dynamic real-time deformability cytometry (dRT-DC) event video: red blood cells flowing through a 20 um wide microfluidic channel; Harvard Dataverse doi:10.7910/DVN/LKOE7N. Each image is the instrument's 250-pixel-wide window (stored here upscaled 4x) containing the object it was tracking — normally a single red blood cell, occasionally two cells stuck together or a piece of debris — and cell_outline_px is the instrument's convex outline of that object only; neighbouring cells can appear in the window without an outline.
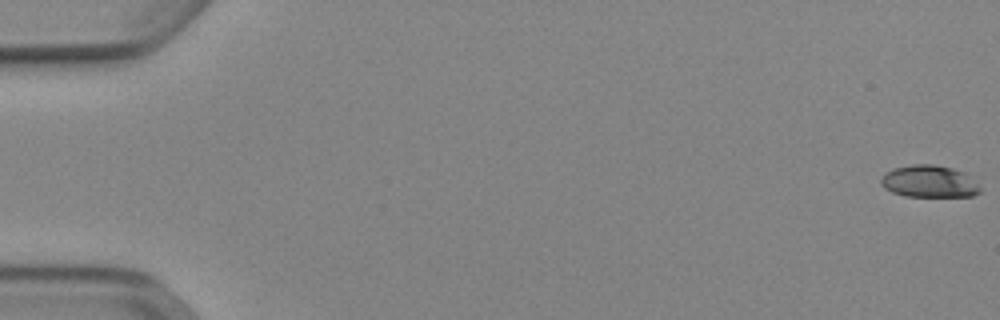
{"species": "Egyptian fruit bat (a non-hibernating species)", "species_latin": "Rousettus aegyptiacus", "temperature_condition": "cold", "stored_images_in_passage": 49, "camera_frame_rate_fps": 3000, "um_per_image_px": 0.085, "animal": {"sex": "female"}, "frame": {"image": 1, "passage_image": 1, "time_ms": 0.0, "image_size_px": [1000, 320], "cell_outline_px": [[980, 192], [972, 196], [904, 196], [892, 192], [884, 188], [880, 184], [880, 180], [884, 172], [892, 168], [912, 164], [932, 164], [952, 168], [964, 172], [980, 184]], "centroid_in_image_um": [78.96, 15.41], "position_along_channel_um": 6.0, "area_um2": 18.79}}
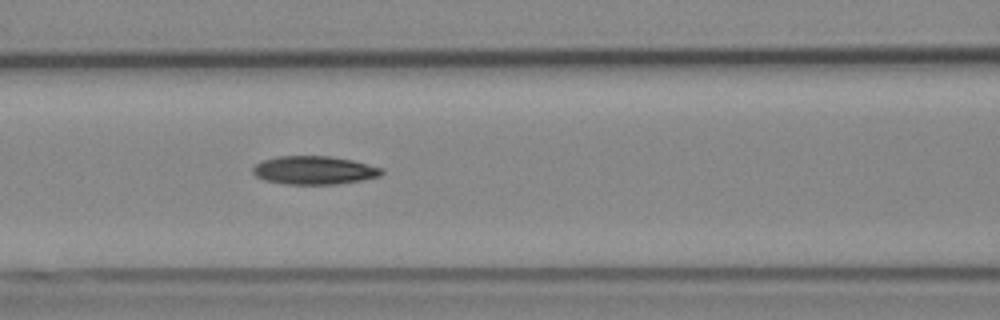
{"frame": {"image": 2, "passage_image": 24, "time_ms": 7.667, "image_size_px": [1000, 320], "cell_outline_px": [[384, 172], [380, 176], [360, 180], [336, 184], [284, 184], [264, 180], [256, 176], [252, 172], [252, 168], [260, 160], [276, 156], [332, 156], [352, 160], [384, 168]], "centroid_in_image_um": [26.68, 14.46], "position_along_channel_um": 139.9, "area_um2": 21.44}}
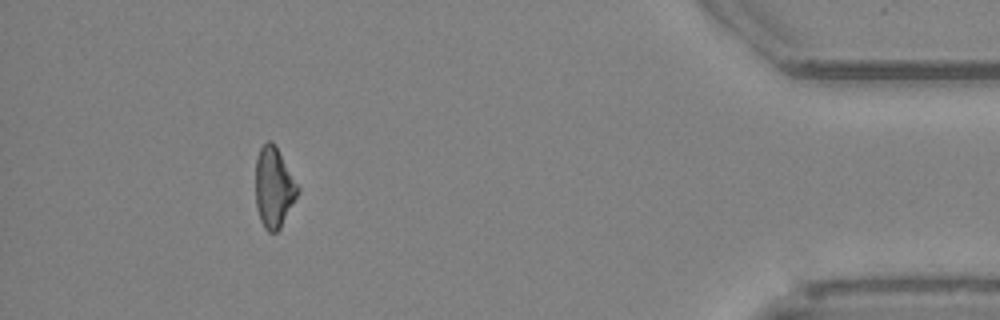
{"frame": {"image": 3, "passage_image": 49, "time_ms": 16.0, "image_size_px": [1000, 320], "cell_outline_px": [[300, 192], [280, 228], [276, 232], [268, 232], [264, 228], [260, 220], [256, 204], [256, 156], [260, 148], [268, 140], [272, 140], [300, 188]], "centroid_in_image_um": [23.28, 15.94], "position_along_channel_um": 411.9, "area_um2": 19.71}, "authors_computed_cell_mechanics": {"area_um2": 20.519, "velocity_mm_per_s": 3.9179, "shape_relaxation_time_tau1_ms": 6.1632, "shape_relaxation_time_tau2_ms": 11.2766, "deformation_change_tau1": 0.1521, "deformation_change_tau2": 0.2699}}